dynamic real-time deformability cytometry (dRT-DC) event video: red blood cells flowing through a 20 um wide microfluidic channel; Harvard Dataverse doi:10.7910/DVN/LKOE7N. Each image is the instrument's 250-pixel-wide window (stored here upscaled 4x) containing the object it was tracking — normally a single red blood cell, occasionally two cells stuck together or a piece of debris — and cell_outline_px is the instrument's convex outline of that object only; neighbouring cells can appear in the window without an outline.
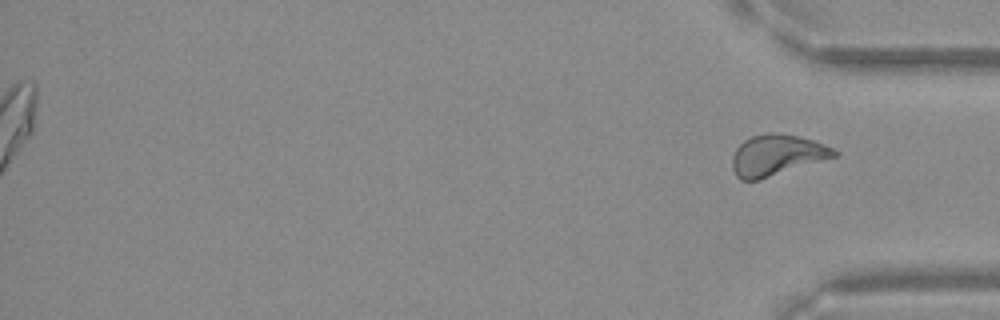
{"species": "Egyptian fruit bat (a non-hibernating species)", "species_latin": "Rousettus aegyptiacus", "temperature_condition": "warm", "stored_images_in_passage": 54, "segment_of_instrument_passage": [2, 2], "camera_frame_rate_fps": 3000, "um_per_image_px": 0.085, "frame": {"image": 1, "passage_image": 54, "time_ms": 17.667, "image_size_px": [1000, 320], "cell_outline_px": [[840, 156], [760, 180], [740, 180], [736, 176], [732, 168], [732, 156], [736, 148], [744, 140], [752, 136], [768, 132], [776, 132], [796, 136], [812, 140], [832, 148], [840, 152]], "centroid_in_image_um": [66.04, 13.2], "position_along_channel_um": 369.2, "area_um2": 24.62}}